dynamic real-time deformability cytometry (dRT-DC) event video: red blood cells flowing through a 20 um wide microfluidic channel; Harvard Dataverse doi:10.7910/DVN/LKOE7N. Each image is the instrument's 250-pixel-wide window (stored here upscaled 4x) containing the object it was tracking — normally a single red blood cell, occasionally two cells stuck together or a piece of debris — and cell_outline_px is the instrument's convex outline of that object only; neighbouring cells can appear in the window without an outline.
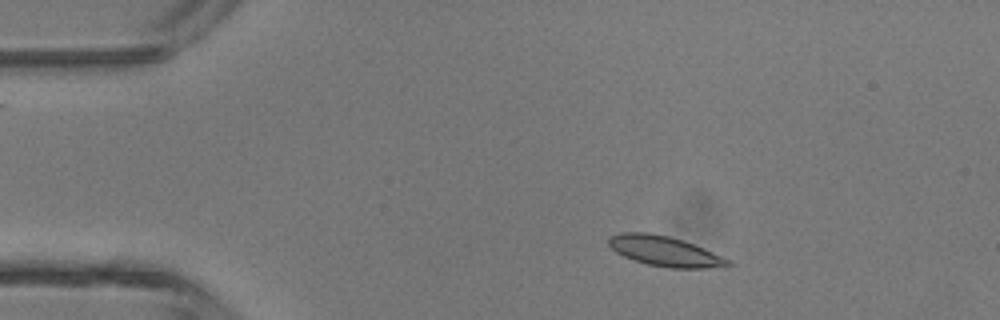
{"species": "common noctule bat (a hibernating species)", "species_latin": "Nyctalus noctula", "temperature_condition": "room temperature", "stored_images_in_passage": 5, "camera_frame_rate_fps": 3000, "um_per_image_px": 0.085, "animal": {"sex": "male", "body_mass_g": 13.3}, "frame": {"image": 1, "passage_image": 2, "time_ms": 0.333, "image_size_px": [1000, 320], "cell_outline_px": [[732, 264], [728, 268], [668, 268], [648, 264], [624, 256], [616, 252], [608, 244], [608, 236], [620, 232], [648, 232], [668, 236], [684, 240], [704, 248], [732, 260]], "centroid_in_image_um": [56.56, 21.35], "position_along_channel_um": 28.4, "area_um2": 21.21}}
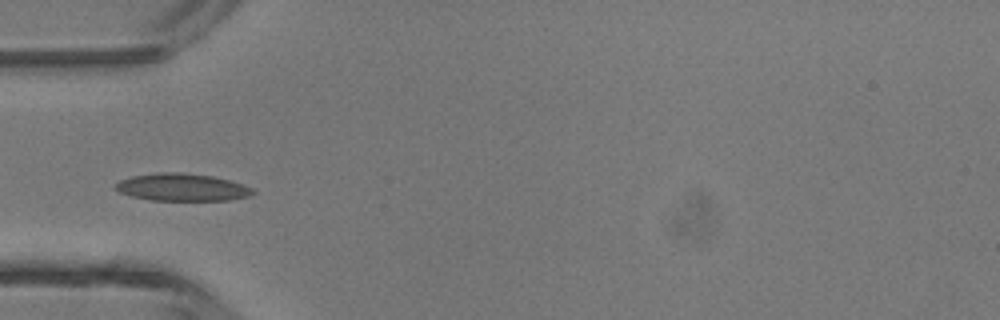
{"frame": {"image": 2, "passage_image": 4, "time_ms": 1.0, "image_size_px": [1000, 320], "cell_outline_px": [[256, 192], [248, 196], [228, 200], [152, 200], [132, 196], [120, 192], [116, 188], [116, 184], [120, 180], [132, 176], [160, 172], [180, 172], [212, 176], [228, 180], [252, 188]], "centroid_in_image_um": [15.47, 15.91], "position_along_channel_um": 69.5, "area_um2": 21.62}}
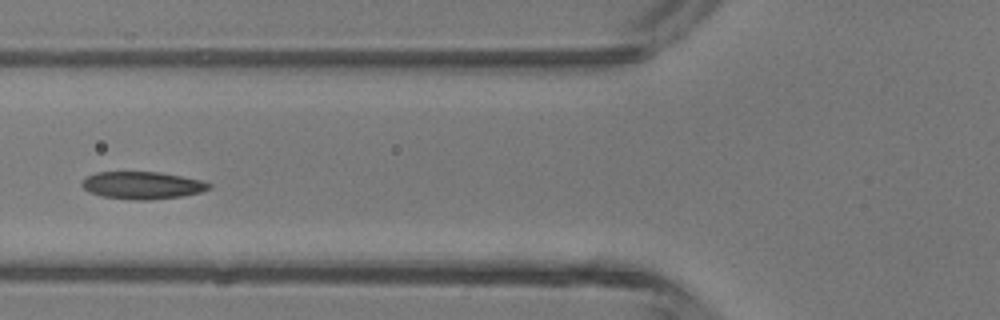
{"frame": {"image": 3, "passage_image": 5, "time_ms": 1.333, "image_size_px": [1000, 320], "cell_outline_px": [[212, 188], [200, 192], [180, 196], [148, 200], [132, 200], [100, 196], [88, 192], [80, 184], [88, 176], [96, 172], [160, 172], [200, 180], [212, 184]], "centroid_in_image_um": [12.08, 15.75], "position_along_channel_um": 113.7, "area_um2": 20.23}}